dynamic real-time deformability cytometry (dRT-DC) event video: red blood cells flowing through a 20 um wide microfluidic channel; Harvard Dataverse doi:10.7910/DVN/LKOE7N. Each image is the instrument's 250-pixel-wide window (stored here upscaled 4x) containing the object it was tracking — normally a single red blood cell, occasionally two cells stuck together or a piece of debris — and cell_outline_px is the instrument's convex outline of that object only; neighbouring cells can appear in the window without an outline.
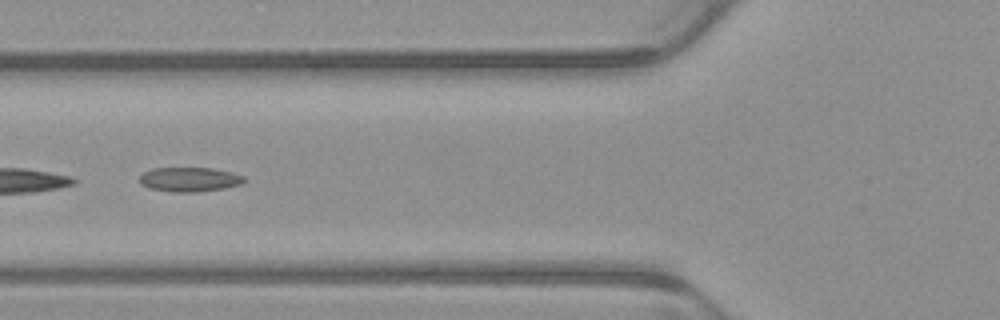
{"species": "common noctule bat (a hibernating species)", "species_latin": "Nyctalus noctula", "temperature_condition": "warm", "stored_images_in_passage": 4, "camera_frame_rate_fps": 3000, "um_per_image_px": 0.085, "animal": {"sex": "male", "body_mass_g": 23.1, "forearm_length_mm": 52.7}, "frame": {"image": 1, "passage_image": 4, "time_ms": 1.0, "image_size_px": [1000, 320], "cell_outline_px": [[248, 180], [240, 184], [224, 188], [196, 192], [172, 192], [148, 188], [140, 184], [140, 176], [144, 172], [152, 168], [212, 168], [232, 172], [244, 176]], "centroid_in_image_um": [16.11, 15.25], "position_along_channel_um": 109.7, "area_um2": 14.97}}